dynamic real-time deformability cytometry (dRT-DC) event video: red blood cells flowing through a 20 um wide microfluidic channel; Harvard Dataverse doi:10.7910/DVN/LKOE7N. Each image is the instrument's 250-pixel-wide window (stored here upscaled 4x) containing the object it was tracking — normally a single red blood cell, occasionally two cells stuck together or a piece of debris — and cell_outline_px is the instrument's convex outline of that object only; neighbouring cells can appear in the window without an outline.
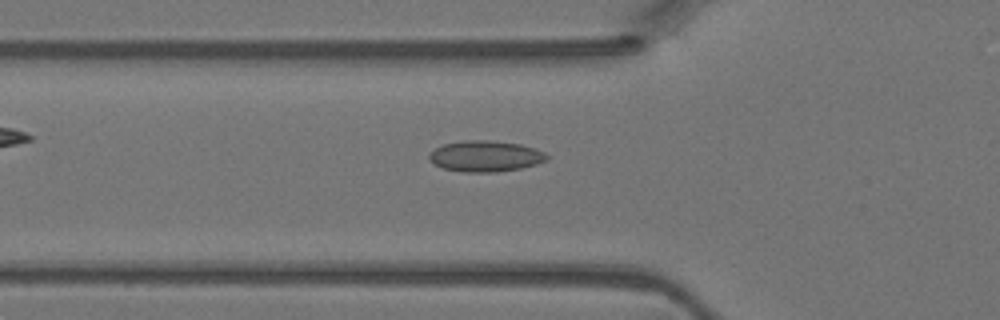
{"species": "Egyptian fruit bat (a non-hibernating species)", "species_latin": "Rousettus aegyptiacus", "temperature_condition": "warm", "stored_images_in_passage": 44, "camera_frame_rate_fps": 3000, "um_per_image_px": 0.085, "animal": {"sex": "female"}, "frame": {"image": 1, "passage_image": 16, "time_ms": 5.0, "image_size_px": [1000, 320], "cell_outline_px": [[548, 160], [536, 164], [520, 168], [496, 172], [464, 172], [444, 168], [436, 164], [428, 156], [436, 148], [444, 144], [464, 140], [488, 140], [520, 144], [544, 152], [548, 156]], "centroid_in_image_um": [41.29, 13.27], "position_along_channel_um": 84.5, "area_um2": 20.92}}
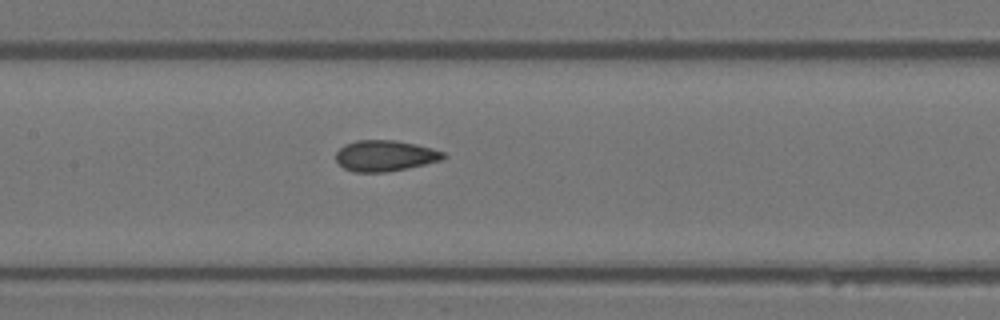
{"frame": {"image": 2, "passage_image": 22, "time_ms": 7.0, "image_size_px": [1000, 320], "cell_outline_px": [[448, 156], [440, 160], [424, 164], [384, 172], [352, 172], [344, 168], [336, 160], [336, 152], [344, 144], [356, 140], [396, 140], [416, 144], [432, 148], [444, 152]], "centroid_in_image_um": [32.71, 13.22], "position_along_channel_um": 174.7, "area_um2": 19.31}}
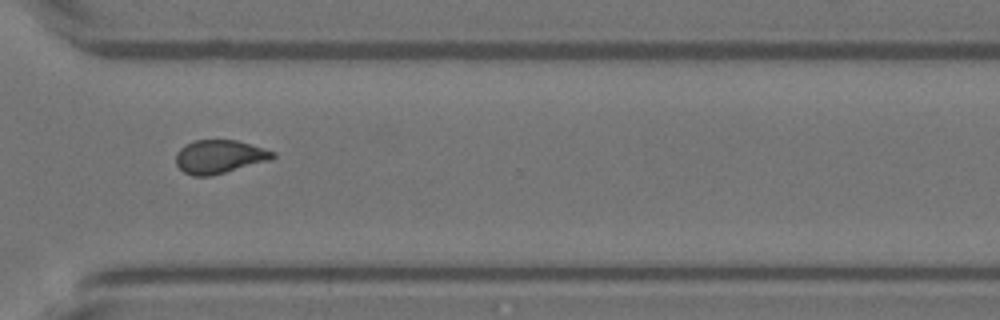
{"frame": {"image": 3, "passage_image": 34, "time_ms": 11.0, "image_size_px": [1000, 320], "cell_outline_px": [[276, 156], [272, 160], [212, 176], [192, 176], [184, 172], [176, 164], [176, 152], [184, 144], [192, 140], [236, 140], [264, 148], [276, 152]], "centroid_in_image_um": [18.66, 13.32], "position_along_channel_um": 351.9, "area_um2": 19.19}}